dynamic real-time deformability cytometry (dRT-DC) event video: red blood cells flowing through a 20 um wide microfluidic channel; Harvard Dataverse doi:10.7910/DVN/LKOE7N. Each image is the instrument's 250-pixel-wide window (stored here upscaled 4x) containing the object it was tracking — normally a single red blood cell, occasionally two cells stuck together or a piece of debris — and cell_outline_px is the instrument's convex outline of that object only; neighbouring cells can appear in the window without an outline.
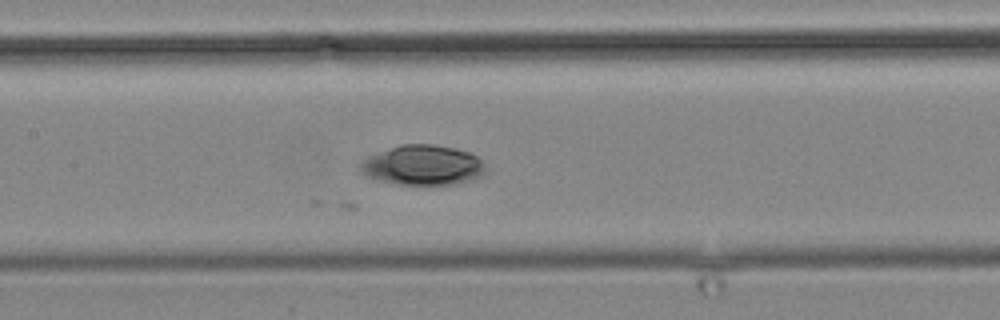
{"species": "common noctule bat (a hibernating species)", "species_latin": "Nyctalus noctula", "temperature_condition": "cold", "stored_images_in_passage": 13, "camera_frame_rate_fps": 3000, "um_per_image_px": 0.085, "animal": {"sex": "male", "body_mass_g": 19.2, "forearm_length_mm": 51.8}, "frame": {"image": 1, "passage_image": 13, "time_ms": 17.0, "image_size_px": [1000, 320], "cell_outline_px": [[484, 172], [480, 176], [472, 180], [452, 184], [396, 184], [380, 180], [368, 176], [360, 168], [360, 164], [368, 156], [400, 144], [432, 144], [456, 148], [472, 152], [480, 160], [484, 168]], "centroid_in_image_um": [35.95, 14.02], "position_along_channel_um": 171.4, "area_um2": 28.84}}